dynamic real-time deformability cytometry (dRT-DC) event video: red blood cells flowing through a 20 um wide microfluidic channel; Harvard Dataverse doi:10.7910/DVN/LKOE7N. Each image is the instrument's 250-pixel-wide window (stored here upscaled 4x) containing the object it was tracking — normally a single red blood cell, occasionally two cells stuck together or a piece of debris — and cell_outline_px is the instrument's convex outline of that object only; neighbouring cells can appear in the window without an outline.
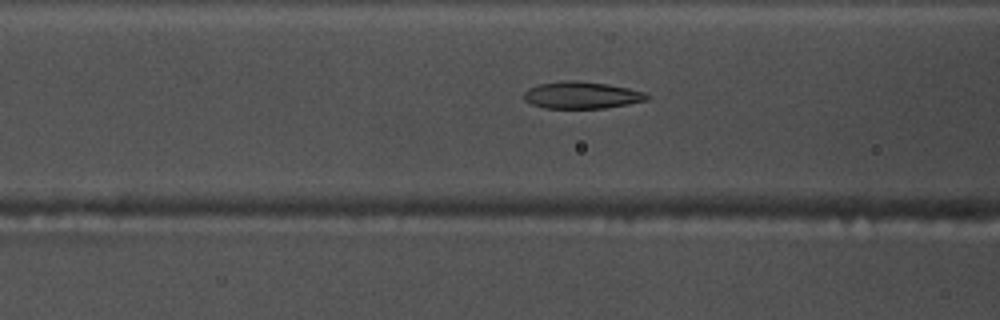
{"species": "common noctule bat (a hibernating species)", "species_latin": "Nyctalus noctula", "temperature_condition": "warm", "stored_images_in_passage": 47, "camera_frame_rate_fps": 3000, "um_per_image_px": 0.085, "animal": {"sex": "male", "body_mass_g": 17.5, "forearm_length_mm": 52.3}, "frame": {"image": 1, "passage_image": 14, "time_ms": 4.333, "image_size_px": [1000, 320], "cell_outline_px": [[652, 96], [648, 100], [628, 104], [604, 108], [544, 108], [532, 104], [524, 100], [524, 92], [528, 88], [540, 84], [564, 80], [576, 80], [608, 84], [628, 88], [644, 92]], "centroid_in_image_um": [49.46, 8.08], "position_along_channel_um": 117.1, "area_um2": 19.42}}
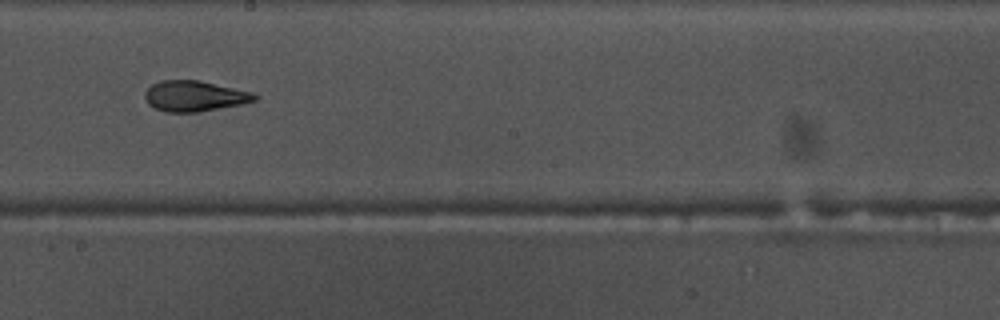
{"frame": {"image": 2, "passage_image": 23, "time_ms": 7.333, "image_size_px": [1000, 320], "cell_outline_px": [[260, 96], [256, 100], [240, 104], [196, 112], [164, 112], [148, 104], [144, 96], [144, 92], [152, 84], [160, 80], [200, 80], [252, 92]], "centroid_in_image_um": [16.51, 8.15], "position_along_channel_um": 231.7, "area_um2": 19.54}}
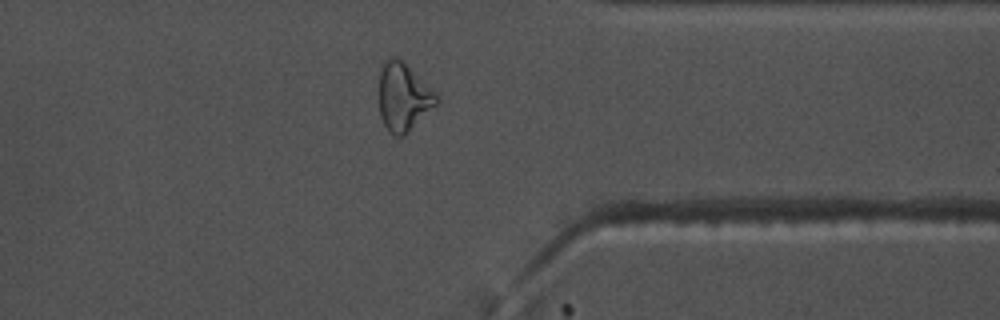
{"frame": {"image": 3, "passage_image": 35, "time_ms": 11.333, "image_size_px": [1000, 320], "cell_outline_px": [[440, 100], [404, 136], [396, 136], [384, 124], [380, 116], [380, 64], [388, 56], [396, 56], [436, 92], [440, 96]], "centroid_in_image_um": [34.28, 8.21], "position_along_channel_um": 377.1, "area_um2": 22.48}, "authors_computed_cell_mechanics": {"area_um2": 19.652, "velocity_mm_per_s": 3.8305, "shape_relaxation_time_tau1_ms": 5.6417, "shape_relaxation_time_tau2_ms": 1.9806, "deformation_change_tau1": 0.2056, "deformation_change_tau2": 0.0986}}